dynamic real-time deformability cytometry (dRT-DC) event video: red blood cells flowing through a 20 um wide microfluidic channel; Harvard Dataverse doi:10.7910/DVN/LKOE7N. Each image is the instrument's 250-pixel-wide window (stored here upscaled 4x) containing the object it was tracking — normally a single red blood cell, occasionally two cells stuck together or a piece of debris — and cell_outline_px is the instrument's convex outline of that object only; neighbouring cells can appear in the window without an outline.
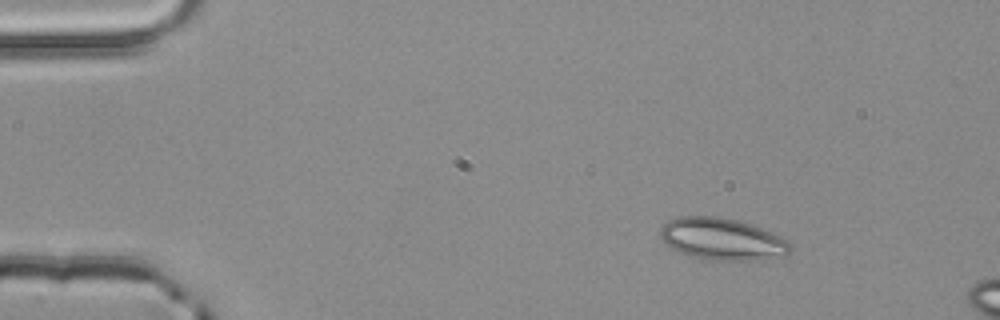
{"species": "common noctule bat (a hibernating species)", "species_latin": "Nyctalus noctula", "temperature_condition": "room temperature", "stored_images_in_passage": 3, "camera_frame_rate_fps": 3000, "um_per_image_px": 0.085, "animal": {"sex": "male", "body_mass_g": 20.4}, "frame": {"image": 1, "passage_image": 1, "time_ms": 0.0, "image_size_px": [1000, 320], "cell_outline_px": [[792, 248], [784, 256], [760, 260], [704, 260], [680, 252], [672, 248], [660, 236], [660, 228], [668, 220], [680, 216], [720, 216], [740, 220], [752, 224], [772, 232], [788, 240], [792, 244]], "centroid_in_image_um": [61.42, 20.31], "position_along_channel_um": 23.6, "area_um2": 32.08}}